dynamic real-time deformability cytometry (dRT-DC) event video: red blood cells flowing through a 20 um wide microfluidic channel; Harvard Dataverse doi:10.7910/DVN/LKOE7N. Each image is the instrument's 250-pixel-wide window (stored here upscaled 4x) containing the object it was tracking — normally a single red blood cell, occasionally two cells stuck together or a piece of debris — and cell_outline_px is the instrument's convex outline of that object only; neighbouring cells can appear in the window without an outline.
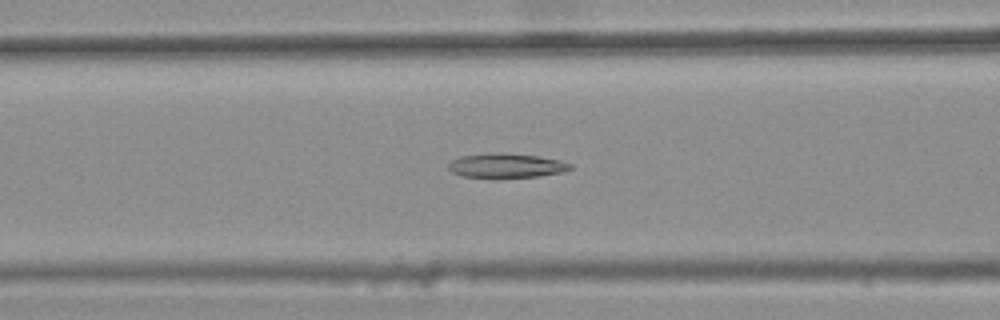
{"species": "common noctule bat (a hibernating species)", "species_latin": "Nyctalus noctula", "temperature_condition": "warm", "stored_images_in_passage": 33, "camera_frame_rate_fps": 3000, "um_per_image_px": 0.085, "animal": {"sex": "female", "body_mass_g": 25.1}, "frame": {"image": 1, "passage_image": 8, "time_ms": 2.333, "image_size_px": [1000, 320], "cell_outline_px": [[572, 168], [560, 172], [540, 176], [496, 180], [460, 176], [452, 172], [448, 168], [448, 164], [452, 160], [460, 156], [488, 152], [504, 152], [536, 156], [560, 160], [572, 164]], "centroid_in_image_um": [42.96, 14.1], "position_along_channel_um": 123.6, "area_um2": 18.15}}
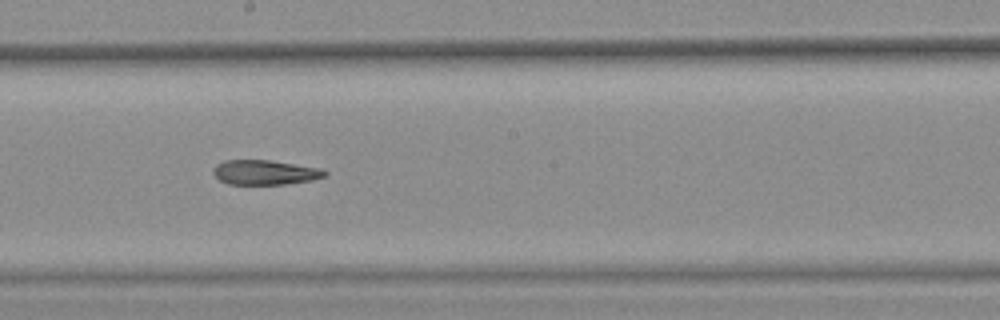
{"frame": {"image": 2, "passage_image": 16, "time_ms": 5.0, "image_size_px": [1000, 320], "cell_outline_px": [[328, 176], [312, 180], [284, 184], [228, 184], [220, 180], [212, 172], [212, 168], [216, 164], [224, 160], [268, 160], [324, 168], [328, 172]], "centroid_in_image_um": [22.55, 14.64], "position_along_channel_um": 225.6, "area_um2": 16.24}}
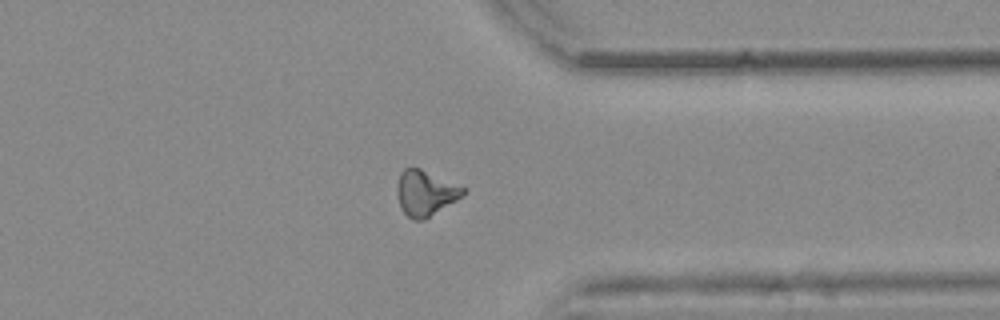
{"frame": {"image": 3, "passage_image": 28, "time_ms": 9.0, "image_size_px": [1000, 320], "cell_outline_px": [[468, 188], [456, 200], [424, 220], [412, 220], [404, 212], [400, 204], [396, 192], [396, 188], [400, 172], [404, 168], [420, 168]], "centroid_in_image_um": [36.15, 16.39], "position_along_channel_um": 375.3, "area_um2": 17.4}, "authors_computed_cell_mechanics": {"area_um2": 16.9354, "velocity_mm_per_s": 3.8455, "shape_relaxation_time_tau1_ms": null, "shape_relaxation_time_tau2_ms": 4.2078, "deformation_change_tau1": null, "deformation_change_tau2": 0.1155}}